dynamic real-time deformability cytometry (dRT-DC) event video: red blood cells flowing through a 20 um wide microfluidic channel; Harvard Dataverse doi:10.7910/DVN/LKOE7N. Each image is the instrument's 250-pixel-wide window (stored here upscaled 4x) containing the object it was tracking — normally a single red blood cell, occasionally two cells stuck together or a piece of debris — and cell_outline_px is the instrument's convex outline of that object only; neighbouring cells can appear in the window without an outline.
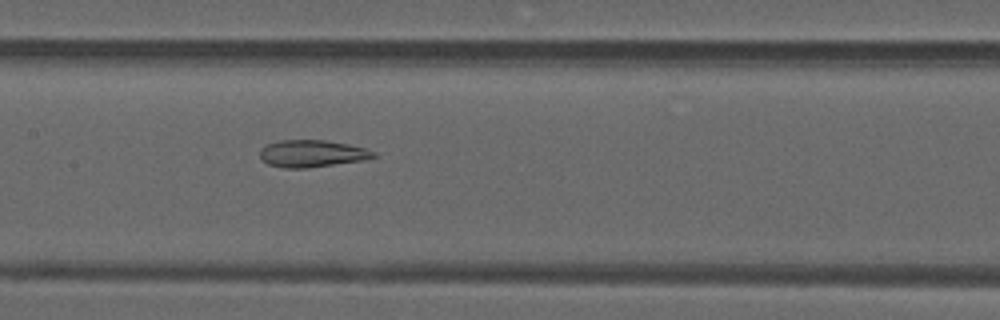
{"species": "common noctule bat (a hibernating species)", "species_latin": "Nyctalus noctula", "temperature_condition": "warm", "stored_images_in_passage": 41, "camera_frame_rate_fps": 3000, "um_per_image_px": 0.085, "animal": {"sex": "male", "forearm_length_mm": 52.5}, "frame": {"image": 1, "passage_image": 16, "time_ms": 5.0, "image_size_px": [1000, 320], "cell_outline_px": [[376, 156], [364, 160], [308, 168], [284, 168], [268, 164], [260, 160], [260, 148], [268, 144], [280, 140], [324, 140], [348, 144], [364, 148], [376, 152]], "centroid_in_image_um": [26.49, 13.06], "position_along_channel_um": 180.9, "area_um2": 17.98}}
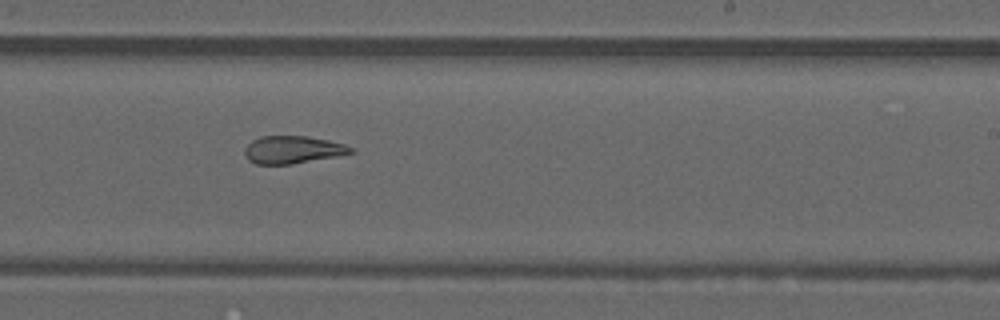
{"frame": {"image": 2, "passage_image": 22, "time_ms": 7.0, "image_size_px": [1000, 320], "cell_outline_px": [[356, 152], [292, 164], [256, 164], [248, 160], [244, 152], [244, 148], [252, 140], [260, 136], [308, 136], [328, 140], [344, 144], [352, 148]], "centroid_in_image_um": [24.85, 12.72], "position_along_channel_um": 264.1, "area_um2": 16.99}}
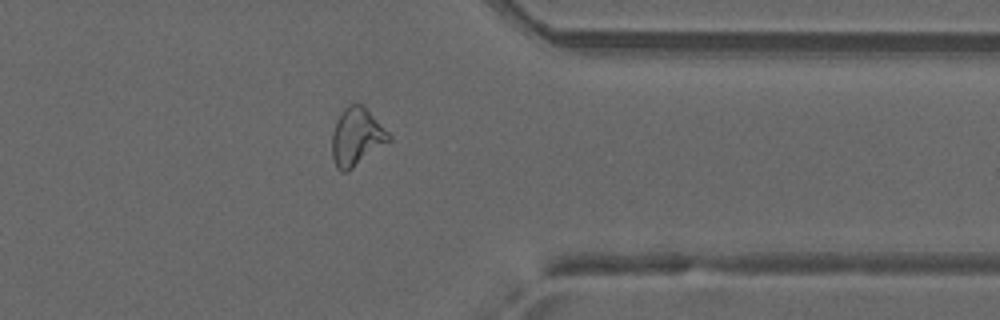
{"frame": {"image": 3, "passage_image": 31, "time_ms": 10.0, "image_size_px": [1000, 320], "cell_outline_px": [[392, 140], [348, 172], [340, 172], [336, 168], [332, 156], [332, 132], [336, 120], [344, 108], [348, 104], [364, 104], [392, 136]], "centroid_in_image_um": [30.32, 11.64], "position_along_channel_um": 381.1, "area_um2": 19.54}, "authors_computed_cell_mechanics": {"area_um2": 19.2474, "velocity_mm_per_s": 4.1881, "shape_relaxation_time_tau1_ms": null, "shape_relaxation_time_tau2_ms": 2.2791, "deformation_change_tau1": null, "deformation_change_tau2": 0.1037}}